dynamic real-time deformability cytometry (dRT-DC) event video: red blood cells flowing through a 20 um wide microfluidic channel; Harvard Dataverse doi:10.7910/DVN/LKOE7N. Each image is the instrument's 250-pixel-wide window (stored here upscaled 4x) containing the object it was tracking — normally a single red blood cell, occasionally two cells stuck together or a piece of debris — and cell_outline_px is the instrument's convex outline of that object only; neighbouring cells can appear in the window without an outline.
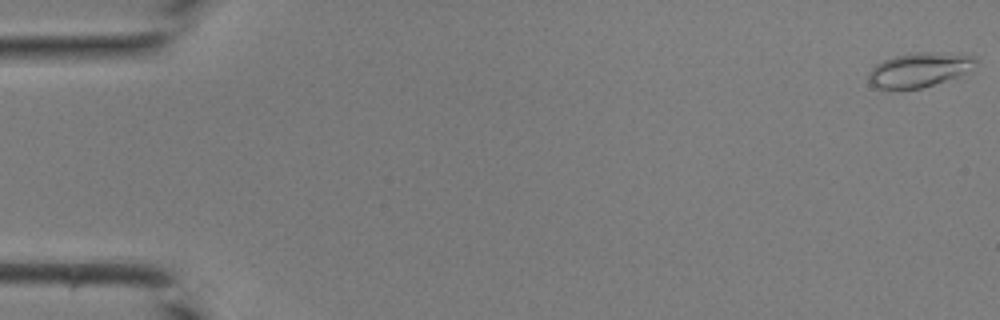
{"species": "common noctule bat (a hibernating species)", "species_latin": "Nyctalus noctula", "temperature_condition": "room temperature", "stored_images_in_passage": 43, "camera_frame_rate_fps": 3000, "um_per_image_px": 0.085, "animal": {"sex": "male", "body_mass_g": 19.0, "forearm_length_mm": 50.8}, "frame": {"image": 1, "passage_image": 1, "time_ms": 0.0, "image_size_px": [1000, 320], "cell_outline_px": [[980, 60], [960, 76], [920, 88], [892, 92], [876, 88], [868, 80], [868, 72], [876, 64], [884, 60], [896, 56], [916, 52], [960, 52], [976, 56]], "centroid_in_image_um": [78.14, 5.94], "position_along_channel_um": 6.9, "area_um2": 22.2}}
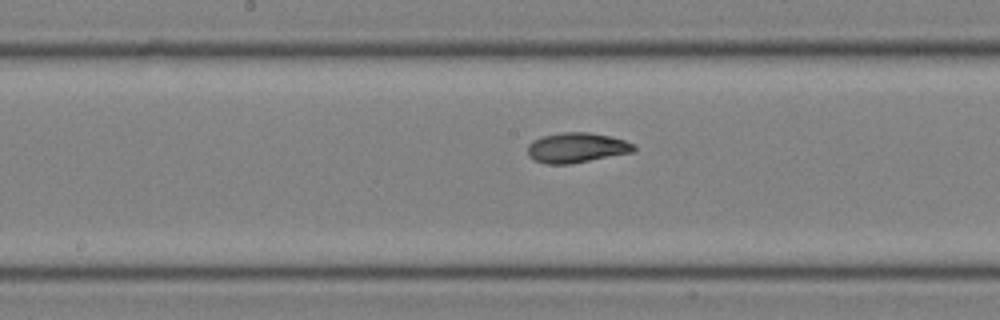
{"frame": {"image": 2, "passage_image": 23, "time_ms": 7.333, "image_size_px": [1000, 320], "cell_outline_px": [[636, 148], [632, 152], [568, 164], [544, 164], [528, 156], [528, 144], [532, 140], [540, 136], [560, 132], [588, 132], [608, 136], [624, 140], [636, 144]], "centroid_in_image_um": [48.97, 12.54], "position_along_channel_um": 199.2, "area_um2": 18.55}}
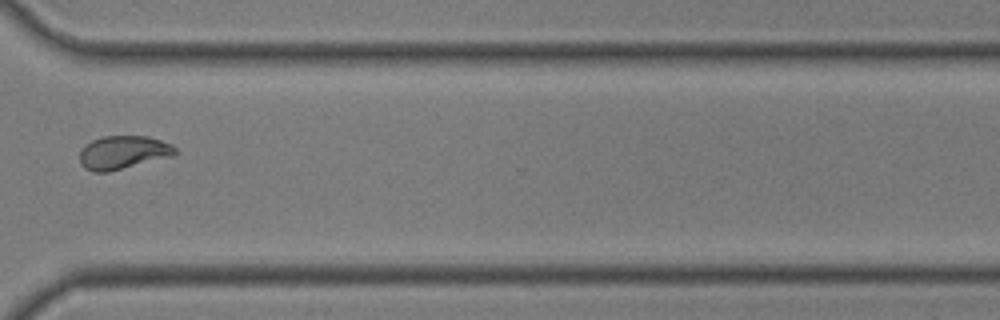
{"frame": {"image": 3, "passage_image": 33, "time_ms": 10.667, "image_size_px": [1000, 320], "cell_outline_px": [[176, 156], [108, 172], [92, 172], [84, 168], [80, 164], [80, 152], [92, 140], [104, 136], [148, 136], [172, 144], [176, 148]], "centroid_in_image_um": [10.51, 12.97], "position_along_channel_um": 360.1, "area_um2": 18.73}}